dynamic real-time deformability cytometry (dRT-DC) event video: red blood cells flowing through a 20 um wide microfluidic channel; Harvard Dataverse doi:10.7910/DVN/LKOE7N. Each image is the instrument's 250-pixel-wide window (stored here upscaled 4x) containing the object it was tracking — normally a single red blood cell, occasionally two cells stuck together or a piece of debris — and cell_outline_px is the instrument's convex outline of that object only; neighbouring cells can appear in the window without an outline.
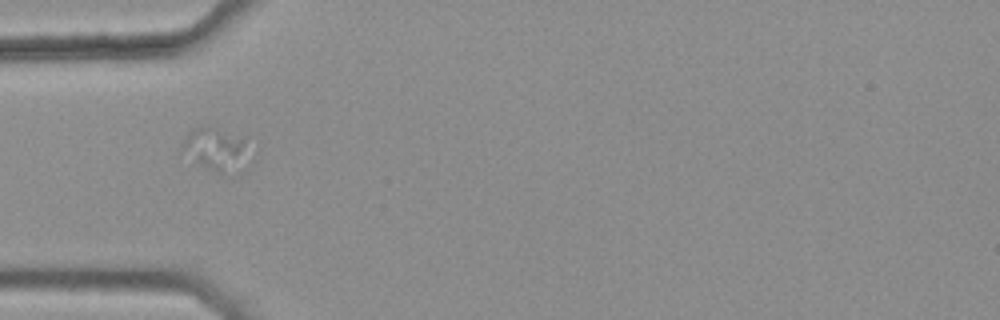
{"species": "common noctule bat (a hibernating species)", "species_latin": "Nyctalus noctula", "temperature_condition": "warm", "stored_images_in_passage": 2, "camera_frame_rate_fps": 3000, "um_per_image_px": 0.085, "animal": {"sex": "female", "body_mass_g": 25.1}, "frame": {"image": 1, "passage_image": 1, "time_ms": 0.0, "image_size_px": [1000, 320], "cell_outline_px": [[240, 148], [220, 172], [216, 172], [208, 168], [196, 160], [180, 144], [188, 132], [192, 128], [200, 124], [208, 124], [240, 140]], "centroid_in_image_um": [17.92, 12.44], "position_along_channel_um": 67.1, "area_um2": 13.01}}